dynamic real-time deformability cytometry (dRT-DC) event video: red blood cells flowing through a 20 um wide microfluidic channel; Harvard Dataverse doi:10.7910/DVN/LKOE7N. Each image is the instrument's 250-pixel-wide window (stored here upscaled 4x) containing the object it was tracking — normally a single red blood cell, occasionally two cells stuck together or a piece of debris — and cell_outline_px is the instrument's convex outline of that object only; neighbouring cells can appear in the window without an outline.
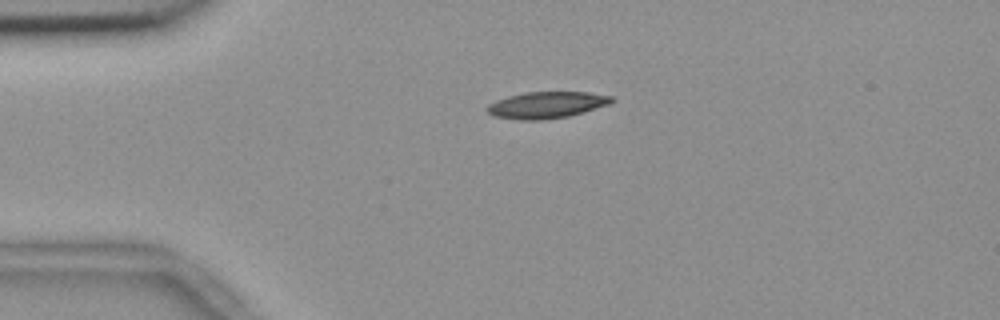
{"species": "common noctule bat (a hibernating species)", "species_latin": "Nyctalus noctula", "temperature_condition": "room temperature", "stored_images_in_passage": 43, "camera_frame_rate_fps": 3000, "um_per_image_px": 0.085, "animal": {"sex": "female", "body_mass_g": 18.4}, "frame": {"image": 1, "passage_image": 1, "time_ms": 0.0, "image_size_px": [1000, 320], "cell_outline_px": [[616, 100], [612, 104], [568, 116], [540, 120], [520, 120], [496, 116], [488, 112], [484, 108], [488, 104], [496, 100], [508, 96], [524, 92], [588, 92], [612, 96]], "centroid_in_image_um": [46.49, 8.91], "position_along_channel_um": 38.5, "area_um2": 19.36}}
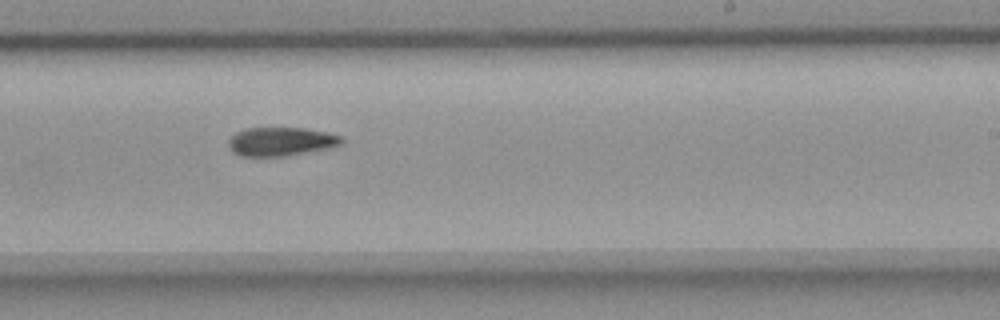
{"frame": {"image": 2, "passage_image": 22, "time_ms": 7.0, "image_size_px": [1000, 320], "cell_outline_px": [[344, 140], [340, 144], [332, 148], [284, 156], [240, 156], [232, 152], [228, 148], [228, 140], [236, 132], [244, 128], [304, 128], [328, 132], [340, 136]], "centroid_in_image_um": [23.86, 12.03], "position_along_channel_um": 265.1, "area_um2": 19.07}}
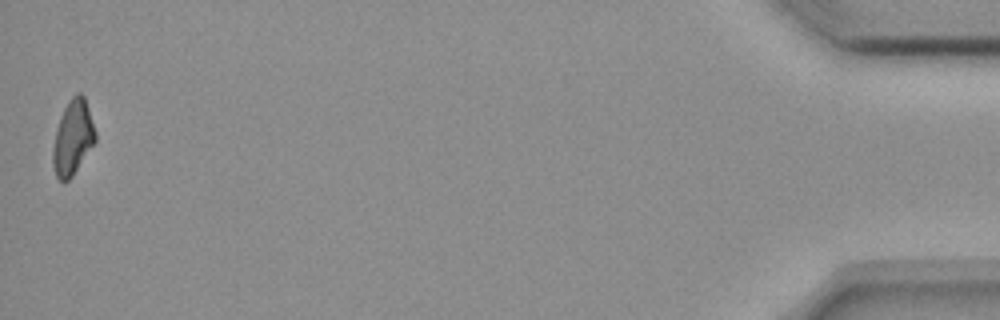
{"frame": {"image": 3, "passage_image": 43, "time_ms": 14.0, "image_size_px": [1000, 320], "cell_outline_px": [[96, 140], [72, 176], [68, 180], [60, 180], [56, 176], [52, 164], [52, 152], [56, 132], [60, 116], [68, 100], [76, 92], [80, 92], [84, 96], [96, 132]], "centroid_in_image_um": [6.18, 11.67], "position_along_channel_um": 429.0, "area_um2": 18.26}, "authors_computed_cell_mechanics": {"area_um2": 19.363, "velocity_mm_per_s": 3.685, "shape_relaxation_time_tau1_ms": 8.1313, "shape_relaxation_time_tau2_ms": null, "deformation_change_tau1": 0.1926, "deformation_change_tau2": null}}